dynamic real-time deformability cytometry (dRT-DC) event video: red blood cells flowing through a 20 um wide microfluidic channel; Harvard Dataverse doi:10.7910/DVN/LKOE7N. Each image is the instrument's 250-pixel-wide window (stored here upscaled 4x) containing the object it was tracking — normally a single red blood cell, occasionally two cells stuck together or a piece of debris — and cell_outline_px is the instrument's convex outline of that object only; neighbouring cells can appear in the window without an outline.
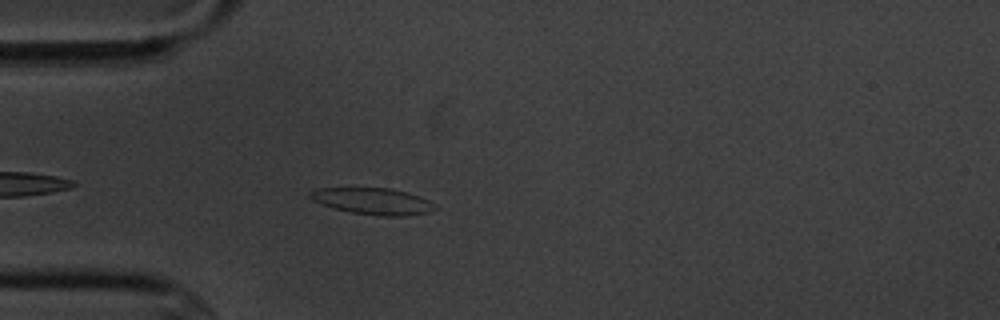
{"species": "common noctule bat (a hibernating species)", "species_latin": "Nyctalus noctula", "temperature_condition": "cold", "stored_images_in_passage": 5, "camera_frame_rate_fps": 3000, "um_per_image_px": 0.085, "animal": {"sex": "male", "body_mass_g": 20.1, "forearm_length_mm": 53.5}, "frame": {"image": 1, "passage_image": 5, "time_ms": 4.667, "image_size_px": [1000, 320], "cell_outline_px": [[436, 208], [428, 212], [408, 216], [380, 216], [352, 212], [332, 208], [312, 200], [308, 196], [308, 192], [316, 188], [392, 188], [408, 192], [420, 196], [428, 200]], "centroid_in_image_um": [31.66, 17.09], "position_along_channel_um": 53.3, "area_um2": 19.36}}